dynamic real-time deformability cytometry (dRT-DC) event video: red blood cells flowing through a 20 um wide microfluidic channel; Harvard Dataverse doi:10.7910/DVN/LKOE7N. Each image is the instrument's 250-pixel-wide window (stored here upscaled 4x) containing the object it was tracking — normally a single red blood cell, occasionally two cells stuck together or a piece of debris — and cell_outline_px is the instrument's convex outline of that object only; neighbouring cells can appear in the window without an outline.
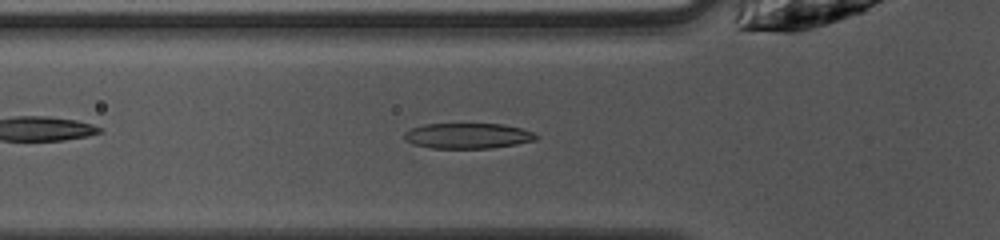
{"species": "common noctule bat (a hibernating species)", "species_latin": "Nyctalus noctula", "temperature_condition": "warm", "stored_images_in_passage": 37, "camera_frame_rate_fps": 3000, "um_per_image_px": 0.085, "animal": {"sex": "female", "body_mass_g": 10.0, "forearm_length_mm": 53.1}, "frame": {"image": 1, "passage_image": 8, "time_ms": 2.333, "image_size_px": [1000, 240], "cell_outline_px": [[540, 136], [536, 140], [516, 144], [492, 148], [432, 148], [412, 144], [404, 140], [404, 132], [412, 128], [424, 124], [500, 124], [520, 128], [532, 132]], "centroid_in_image_um": [39.74, 11.55], "position_along_channel_um": 86.1, "area_um2": 19.54}}
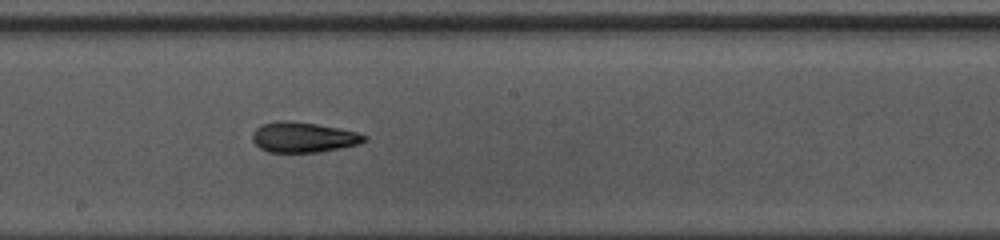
{"frame": {"image": 2, "passage_image": 18, "time_ms": 5.667, "image_size_px": [1000, 240], "cell_outline_px": [[368, 140], [360, 144], [340, 148], [316, 152], [268, 152], [260, 148], [252, 140], [252, 132], [260, 124], [280, 120], [288, 120], [316, 124], [356, 132], [368, 136]], "centroid_in_image_um": [25.77, 11.66], "position_along_channel_um": 222.4, "area_um2": 19.77}}
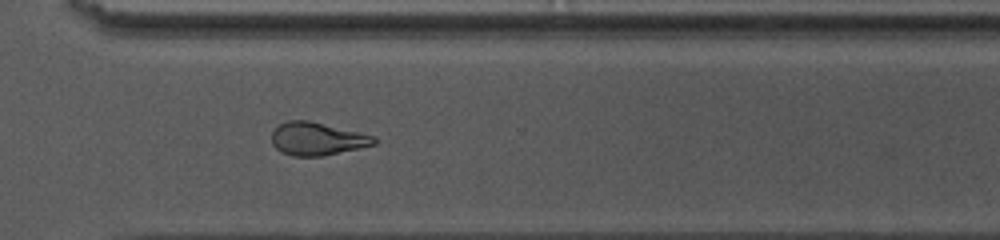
{"frame": {"image": 3, "passage_image": 27, "time_ms": 8.667, "image_size_px": [1000, 240], "cell_outline_px": [[376, 144], [360, 148], [320, 156], [292, 156], [280, 152], [272, 144], [272, 132], [280, 124], [288, 120], [308, 120], [376, 136]], "centroid_in_image_um": [26.95, 11.8], "position_along_channel_um": 343.7, "area_um2": 19.59}, "authors_computed_cell_mechanics": {"area_um2": 19.7098, "velocity_mm_per_s": 4.0594, "shape_relaxation_time_tau1_ms": null, "shape_relaxation_time_tau2_ms": 1.851, "deformation_change_tau1": null, "deformation_change_tau2": 0.1123}}